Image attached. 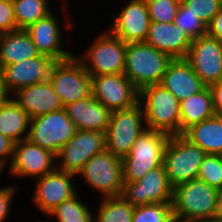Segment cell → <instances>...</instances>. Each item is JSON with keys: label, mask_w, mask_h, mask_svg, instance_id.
<instances>
[{"label": "cell", "mask_w": 222, "mask_h": 222, "mask_svg": "<svg viewBox=\"0 0 222 222\" xmlns=\"http://www.w3.org/2000/svg\"><path fill=\"white\" fill-rule=\"evenodd\" d=\"M172 60L169 55L146 42L126 43L123 74L141 90L149 85L160 84Z\"/></svg>", "instance_id": "cell-1"}, {"label": "cell", "mask_w": 222, "mask_h": 222, "mask_svg": "<svg viewBox=\"0 0 222 222\" xmlns=\"http://www.w3.org/2000/svg\"><path fill=\"white\" fill-rule=\"evenodd\" d=\"M138 102L144 107L147 129L169 135L180 134V102L169 90L161 84L143 87L139 90Z\"/></svg>", "instance_id": "cell-2"}, {"label": "cell", "mask_w": 222, "mask_h": 222, "mask_svg": "<svg viewBox=\"0 0 222 222\" xmlns=\"http://www.w3.org/2000/svg\"><path fill=\"white\" fill-rule=\"evenodd\" d=\"M170 135L146 129L135 141L128 155L121 158L124 182H135L163 164Z\"/></svg>", "instance_id": "cell-3"}, {"label": "cell", "mask_w": 222, "mask_h": 222, "mask_svg": "<svg viewBox=\"0 0 222 222\" xmlns=\"http://www.w3.org/2000/svg\"><path fill=\"white\" fill-rule=\"evenodd\" d=\"M218 190L200 179L173 188V214L198 222L214 220Z\"/></svg>", "instance_id": "cell-4"}, {"label": "cell", "mask_w": 222, "mask_h": 222, "mask_svg": "<svg viewBox=\"0 0 222 222\" xmlns=\"http://www.w3.org/2000/svg\"><path fill=\"white\" fill-rule=\"evenodd\" d=\"M205 156L206 153L200 147L182 134L170 135L163 157L170 185L174 188L178 184L197 179Z\"/></svg>", "instance_id": "cell-5"}, {"label": "cell", "mask_w": 222, "mask_h": 222, "mask_svg": "<svg viewBox=\"0 0 222 222\" xmlns=\"http://www.w3.org/2000/svg\"><path fill=\"white\" fill-rule=\"evenodd\" d=\"M26 139L54 154L76 134L77 127L65 108L31 118Z\"/></svg>", "instance_id": "cell-6"}, {"label": "cell", "mask_w": 222, "mask_h": 222, "mask_svg": "<svg viewBox=\"0 0 222 222\" xmlns=\"http://www.w3.org/2000/svg\"><path fill=\"white\" fill-rule=\"evenodd\" d=\"M142 110L138 103L131 108L112 112L105 140L106 149L113 155L120 158L128 155L136 139L147 129L142 124L145 120Z\"/></svg>", "instance_id": "cell-7"}, {"label": "cell", "mask_w": 222, "mask_h": 222, "mask_svg": "<svg viewBox=\"0 0 222 222\" xmlns=\"http://www.w3.org/2000/svg\"><path fill=\"white\" fill-rule=\"evenodd\" d=\"M126 43L109 32L102 33L87 50L85 57H77L90 74H123L125 68ZM85 60H88L87 64Z\"/></svg>", "instance_id": "cell-8"}, {"label": "cell", "mask_w": 222, "mask_h": 222, "mask_svg": "<svg viewBox=\"0 0 222 222\" xmlns=\"http://www.w3.org/2000/svg\"><path fill=\"white\" fill-rule=\"evenodd\" d=\"M49 81L63 106L92 95L91 76L75 55L70 59L58 61Z\"/></svg>", "instance_id": "cell-9"}, {"label": "cell", "mask_w": 222, "mask_h": 222, "mask_svg": "<svg viewBox=\"0 0 222 222\" xmlns=\"http://www.w3.org/2000/svg\"><path fill=\"white\" fill-rule=\"evenodd\" d=\"M103 197L120 196L123 189L121 158L107 149L90 158L78 173Z\"/></svg>", "instance_id": "cell-10"}, {"label": "cell", "mask_w": 222, "mask_h": 222, "mask_svg": "<svg viewBox=\"0 0 222 222\" xmlns=\"http://www.w3.org/2000/svg\"><path fill=\"white\" fill-rule=\"evenodd\" d=\"M121 196L133 207L172 203L173 187L169 183L164 165L150 170L135 182H124Z\"/></svg>", "instance_id": "cell-11"}, {"label": "cell", "mask_w": 222, "mask_h": 222, "mask_svg": "<svg viewBox=\"0 0 222 222\" xmlns=\"http://www.w3.org/2000/svg\"><path fill=\"white\" fill-rule=\"evenodd\" d=\"M185 60L206 86L222 80V40L207 34L192 40Z\"/></svg>", "instance_id": "cell-12"}, {"label": "cell", "mask_w": 222, "mask_h": 222, "mask_svg": "<svg viewBox=\"0 0 222 222\" xmlns=\"http://www.w3.org/2000/svg\"><path fill=\"white\" fill-rule=\"evenodd\" d=\"M106 149L105 133L92 130H77L76 134L58 151L56 168L77 175L85 163Z\"/></svg>", "instance_id": "cell-13"}, {"label": "cell", "mask_w": 222, "mask_h": 222, "mask_svg": "<svg viewBox=\"0 0 222 222\" xmlns=\"http://www.w3.org/2000/svg\"><path fill=\"white\" fill-rule=\"evenodd\" d=\"M92 96L111 112L138 104L139 90L124 74L91 76Z\"/></svg>", "instance_id": "cell-14"}, {"label": "cell", "mask_w": 222, "mask_h": 222, "mask_svg": "<svg viewBox=\"0 0 222 222\" xmlns=\"http://www.w3.org/2000/svg\"><path fill=\"white\" fill-rule=\"evenodd\" d=\"M58 60L40 54L0 69L2 84L15 93L20 88L49 81ZM13 90V91H11Z\"/></svg>", "instance_id": "cell-15"}, {"label": "cell", "mask_w": 222, "mask_h": 222, "mask_svg": "<svg viewBox=\"0 0 222 222\" xmlns=\"http://www.w3.org/2000/svg\"><path fill=\"white\" fill-rule=\"evenodd\" d=\"M56 154L23 139L14 144L10 172L19 177H42L56 169L53 168Z\"/></svg>", "instance_id": "cell-16"}, {"label": "cell", "mask_w": 222, "mask_h": 222, "mask_svg": "<svg viewBox=\"0 0 222 222\" xmlns=\"http://www.w3.org/2000/svg\"><path fill=\"white\" fill-rule=\"evenodd\" d=\"M74 174L57 168L37 179L33 201L38 209L48 214L55 207L76 195L71 179Z\"/></svg>", "instance_id": "cell-17"}, {"label": "cell", "mask_w": 222, "mask_h": 222, "mask_svg": "<svg viewBox=\"0 0 222 222\" xmlns=\"http://www.w3.org/2000/svg\"><path fill=\"white\" fill-rule=\"evenodd\" d=\"M112 20L111 34L125 43L145 42L150 24L145 0H130Z\"/></svg>", "instance_id": "cell-18"}, {"label": "cell", "mask_w": 222, "mask_h": 222, "mask_svg": "<svg viewBox=\"0 0 222 222\" xmlns=\"http://www.w3.org/2000/svg\"><path fill=\"white\" fill-rule=\"evenodd\" d=\"M191 39L175 23L150 22L145 42L172 59H185Z\"/></svg>", "instance_id": "cell-19"}, {"label": "cell", "mask_w": 222, "mask_h": 222, "mask_svg": "<svg viewBox=\"0 0 222 222\" xmlns=\"http://www.w3.org/2000/svg\"><path fill=\"white\" fill-rule=\"evenodd\" d=\"M15 95L17 99L14 100L27 112L30 119L64 108L50 81L20 88Z\"/></svg>", "instance_id": "cell-20"}, {"label": "cell", "mask_w": 222, "mask_h": 222, "mask_svg": "<svg viewBox=\"0 0 222 222\" xmlns=\"http://www.w3.org/2000/svg\"><path fill=\"white\" fill-rule=\"evenodd\" d=\"M38 52L58 61L70 59L73 55L61 48V30L56 16L51 12L26 28Z\"/></svg>", "instance_id": "cell-21"}, {"label": "cell", "mask_w": 222, "mask_h": 222, "mask_svg": "<svg viewBox=\"0 0 222 222\" xmlns=\"http://www.w3.org/2000/svg\"><path fill=\"white\" fill-rule=\"evenodd\" d=\"M78 130L106 132L112 112L92 95L64 106Z\"/></svg>", "instance_id": "cell-22"}, {"label": "cell", "mask_w": 222, "mask_h": 222, "mask_svg": "<svg viewBox=\"0 0 222 222\" xmlns=\"http://www.w3.org/2000/svg\"><path fill=\"white\" fill-rule=\"evenodd\" d=\"M160 84L169 90L179 102L206 87L185 59H173L168 64Z\"/></svg>", "instance_id": "cell-23"}, {"label": "cell", "mask_w": 222, "mask_h": 222, "mask_svg": "<svg viewBox=\"0 0 222 222\" xmlns=\"http://www.w3.org/2000/svg\"><path fill=\"white\" fill-rule=\"evenodd\" d=\"M39 55L26 29H15L0 35V69Z\"/></svg>", "instance_id": "cell-24"}, {"label": "cell", "mask_w": 222, "mask_h": 222, "mask_svg": "<svg viewBox=\"0 0 222 222\" xmlns=\"http://www.w3.org/2000/svg\"><path fill=\"white\" fill-rule=\"evenodd\" d=\"M206 154L222 155V116L214 115L187 128L183 134Z\"/></svg>", "instance_id": "cell-25"}, {"label": "cell", "mask_w": 222, "mask_h": 222, "mask_svg": "<svg viewBox=\"0 0 222 222\" xmlns=\"http://www.w3.org/2000/svg\"><path fill=\"white\" fill-rule=\"evenodd\" d=\"M180 134L191 125L200 123L215 115L213 95L210 87L180 101Z\"/></svg>", "instance_id": "cell-26"}, {"label": "cell", "mask_w": 222, "mask_h": 222, "mask_svg": "<svg viewBox=\"0 0 222 222\" xmlns=\"http://www.w3.org/2000/svg\"><path fill=\"white\" fill-rule=\"evenodd\" d=\"M11 98L0 108V133L14 143L26 139L22 134L29 128L30 118L27 112Z\"/></svg>", "instance_id": "cell-27"}, {"label": "cell", "mask_w": 222, "mask_h": 222, "mask_svg": "<svg viewBox=\"0 0 222 222\" xmlns=\"http://www.w3.org/2000/svg\"><path fill=\"white\" fill-rule=\"evenodd\" d=\"M48 2V0H12L17 28L26 29L50 14Z\"/></svg>", "instance_id": "cell-28"}, {"label": "cell", "mask_w": 222, "mask_h": 222, "mask_svg": "<svg viewBox=\"0 0 222 222\" xmlns=\"http://www.w3.org/2000/svg\"><path fill=\"white\" fill-rule=\"evenodd\" d=\"M93 222H132L135 207L121 195L104 197Z\"/></svg>", "instance_id": "cell-29"}, {"label": "cell", "mask_w": 222, "mask_h": 222, "mask_svg": "<svg viewBox=\"0 0 222 222\" xmlns=\"http://www.w3.org/2000/svg\"><path fill=\"white\" fill-rule=\"evenodd\" d=\"M78 198L76 194L72 198L63 201L47 215L58 218V222H93L94 217L90 209Z\"/></svg>", "instance_id": "cell-30"}, {"label": "cell", "mask_w": 222, "mask_h": 222, "mask_svg": "<svg viewBox=\"0 0 222 222\" xmlns=\"http://www.w3.org/2000/svg\"><path fill=\"white\" fill-rule=\"evenodd\" d=\"M172 215V203L143 205L135 207L132 222H168Z\"/></svg>", "instance_id": "cell-31"}, {"label": "cell", "mask_w": 222, "mask_h": 222, "mask_svg": "<svg viewBox=\"0 0 222 222\" xmlns=\"http://www.w3.org/2000/svg\"><path fill=\"white\" fill-rule=\"evenodd\" d=\"M198 179L217 190L222 189V155L206 154L199 168Z\"/></svg>", "instance_id": "cell-32"}, {"label": "cell", "mask_w": 222, "mask_h": 222, "mask_svg": "<svg viewBox=\"0 0 222 222\" xmlns=\"http://www.w3.org/2000/svg\"><path fill=\"white\" fill-rule=\"evenodd\" d=\"M174 23L191 40L206 35L207 32V25L190 12L184 5H180Z\"/></svg>", "instance_id": "cell-33"}, {"label": "cell", "mask_w": 222, "mask_h": 222, "mask_svg": "<svg viewBox=\"0 0 222 222\" xmlns=\"http://www.w3.org/2000/svg\"><path fill=\"white\" fill-rule=\"evenodd\" d=\"M150 22L174 23L180 5L172 0H145Z\"/></svg>", "instance_id": "cell-34"}, {"label": "cell", "mask_w": 222, "mask_h": 222, "mask_svg": "<svg viewBox=\"0 0 222 222\" xmlns=\"http://www.w3.org/2000/svg\"><path fill=\"white\" fill-rule=\"evenodd\" d=\"M184 6L206 25L221 10L219 0H187Z\"/></svg>", "instance_id": "cell-35"}, {"label": "cell", "mask_w": 222, "mask_h": 222, "mask_svg": "<svg viewBox=\"0 0 222 222\" xmlns=\"http://www.w3.org/2000/svg\"><path fill=\"white\" fill-rule=\"evenodd\" d=\"M17 28L12 0H0V33H7Z\"/></svg>", "instance_id": "cell-36"}, {"label": "cell", "mask_w": 222, "mask_h": 222, "mask_svg": "<svg viewBox=\"0 0 222 222\" xmlns=\"http://www.w3.org/2000/svg\"><path fill=\"white\" fill-rule=\"evenodd\" d=\"M14 194L15 186L0 189V222H4V220L8 217Z\"/></svg>", "instance_id": "cell-37"}, {"label": "cell", "mask_w": 222, "mask_h": 222, "mask_svg": "<svg viewBox=\"0 0 222 222\" xmlns=\"http://www.w3.org/2000/svg\"><path fill=\"white\" fill-rule=\"evenodd\" d=\"M14 142L0 133V168L3 170L8 161V156L13 158ZM7 161V162H6Z\"/></svg>", "instance_id": "cell-38"}, {"label": "cell", "mask_w": 222, "mask_h": 222, "mask_svg": "<svg viewBox=\"0 0 222 222\" xmlns=\"http://www.w3.org/2000/svg\"><path fill=\"white\" fill-rule=\"evenodd\" d=\"M207 35L222 40V8L207 24Z\"/></svg>", "instance_id": "cell-39"}, {"label": "cell", "mask_w": 222, "mask_h": 222, "mask_svg": "<svg viewBox=\"0 0 222 222\" xmlns=\"http://www.w3.org/2000/svg\"><path fill=\"white\" fill-rule=\"evenodd\" d=\"M213 95V108L215 115L222 116V80L210 86Z\"/></svg>", "instance_id": "cell-40"}, {"label": "cell", "mask_w": 222, "mask_h": 222, "mask_svg": "<svg viewBox=\"0 0 222 222\" xmlns=\"http://www.w3.org/2000/svg\"><path fill=\"white\" fill-rule=\"evenodd\" d=\"M11 92L6 88L5 85L2 84V80L0 78V108L3 107L12 97L10 96Z\"/></svg>", "instance_id": "cell-41"}, {"label": "cell", "mask_w": 222, "mask_h": 222, "mask_svg": "<svg viewBox=\"0 0 222 222\" xmlns=\"http://www.w3.org/2000/svg\"><path fill=\"white\" fill-rule=\"evenodd\" d=\"M214 220L222 221V189L218 190Z\"/></svg>", "instance_id": "cell-42"}, {"label": "cell", "mask_w": 222, "mask_h": 222, "mask_svg": "<svg viewBox=\"0 0 222 222\" xmlns=\"http://www.w3.org/2000/svg\"><path fill=\"white\" fill-rule=\"evenodd\" d=\"M168 222H198V221H194V220H191L189 218L178 217V216L173 214L170 217V219L168 220Z\"/></svg>", "instance_id": "cell-43"}, {"label": "cell", "mask_w": 222, "mask_h": 222, "mask_svg": "<svg viewBox=\"0 0 222 222\" xmlns=\"http://www.w3.org/2000/svg\"><path fill=\"white\" fill-rule=\"evenodd\" d=\"M178 5H184L187 0H172Z\"/></svg>", "instance_id": "cell-44"}, {"label": "cell", "mask_w": 222, "mask_h": 222, "mask_svg": "<svg viewBox=\"0 0 222 222\" xmlns=\"http://www.w3.org/2000/svg\"><path fill=\"white\" fill-rule=\"evenodd\" d=\"M206 222H222V221H217V220H209V221H206Z\"/></svg>", "instance_id": "cell-45"}, {"label": "cell", "mask_w": 222, "mask_h": 222, "mask_svg": "<svg viewBox=\"0 0 222 222\" xmlns=\"http://www.w3.org/2000/svg\"><path fill=\"white\" fill-rule=\"evenodd\" d=\"M219 2H220V7L222 8V0H219Z\"/></svg>", "instance_id": "cell-46"}]
</instances>
